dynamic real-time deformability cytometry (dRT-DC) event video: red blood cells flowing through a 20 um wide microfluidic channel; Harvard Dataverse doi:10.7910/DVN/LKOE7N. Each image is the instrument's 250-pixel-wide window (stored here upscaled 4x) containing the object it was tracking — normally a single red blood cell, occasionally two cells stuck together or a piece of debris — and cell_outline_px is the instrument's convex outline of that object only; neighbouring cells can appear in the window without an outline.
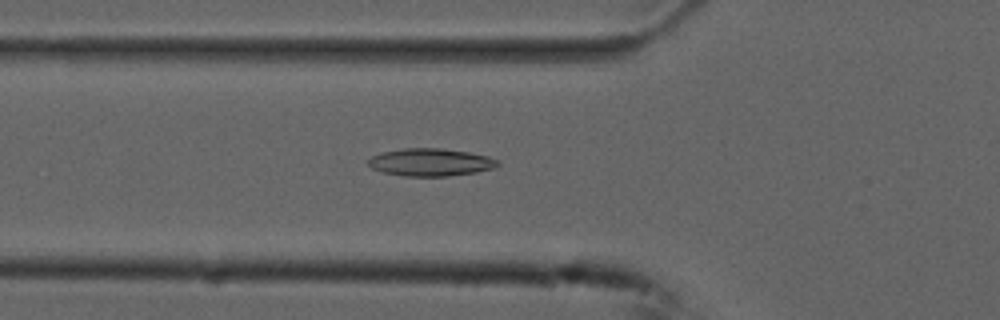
{"species": "common noctule bat (a hibernating species)", "species_latin": "Nyctalus noctula", "temperature_condition": "cold", "stored_images_in_passage": 54, "camera_frame_rate_fps": 3000, "um_per_image_px": 0.085, "animal": {"sex": "male", "forearm_length_mm": 52.5}, "frame": {"image": 1, "passage_image": 19, "time_ms": 6.0, "image_size_px": [1000, 320], "cell_outline_px": [[500, 164], [496, 168], [476, 172], [448, 176], [404, 176], [384, 172], [372, 168], [368, 164], [368, 160], [372, 156], [384, 152], [404, 148], [440, 148], [468, 152], [488, 156], [496, 160]], "centroid_in_image_um": [36.62, 13.79], "position_along_channel_um": 89.2, "area_um2": 20.69}}
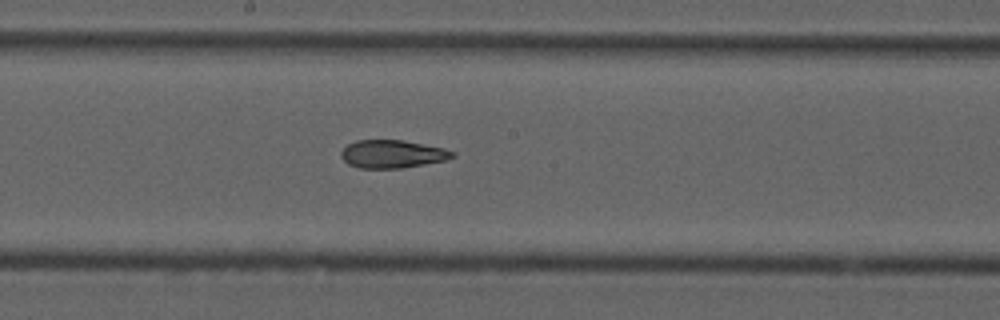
{"frame": {"image": 2, "passage_image": 29, "time_ms": 9.333, "image_size_px": [1000, 320], "cell_outline_px": [[456, 156], [444, 160], [424, 164], [400, 168], [360, 168], [348, 164], [340, 156], [340, 152], [348, 144], [356, 140], [404, 140], [444, 148], [456, 152]], "centroid_in_image_um": [33.35, 13.08], "position_along_channel_um": 214.9, "area_um2": 18.15}}
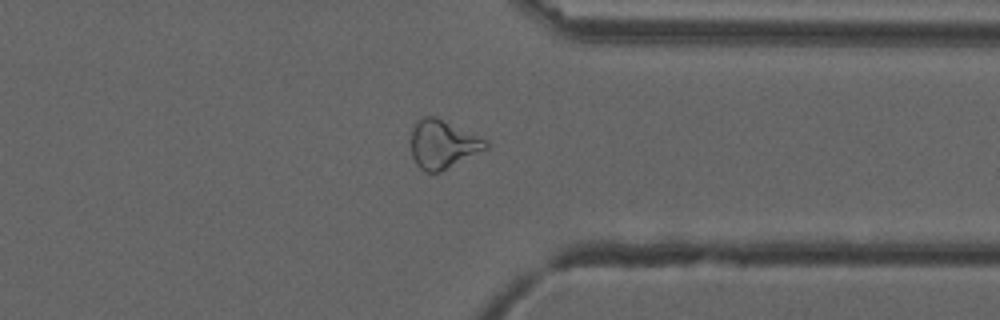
{"frame": {"image": 3, "passage_image": 42, "time_ms": 13.667, "image_size_px": [1000, 320], "cell_outline_px": [[488, 148], [440, 172], [424, 172], [416, 164], [412, 156], [412, 128], [424, 116], [432, 116], [488, 140]], "centroid_in_image_um": [37.64, 12.29], "position_along_channel_um": 373.8, "area_um2": 20.63}, "authors_computed_cell_mechanics": {"area_um2": 20.6057, "velocity_mm_per_s": 3.7448, "shape_relaxation_time_tau1_ms": null, "shape_relaxation_time_tau2_ms": 2.6551, "deformation_change_tau1": null, "deformation_change_tau2": 0.1027}}